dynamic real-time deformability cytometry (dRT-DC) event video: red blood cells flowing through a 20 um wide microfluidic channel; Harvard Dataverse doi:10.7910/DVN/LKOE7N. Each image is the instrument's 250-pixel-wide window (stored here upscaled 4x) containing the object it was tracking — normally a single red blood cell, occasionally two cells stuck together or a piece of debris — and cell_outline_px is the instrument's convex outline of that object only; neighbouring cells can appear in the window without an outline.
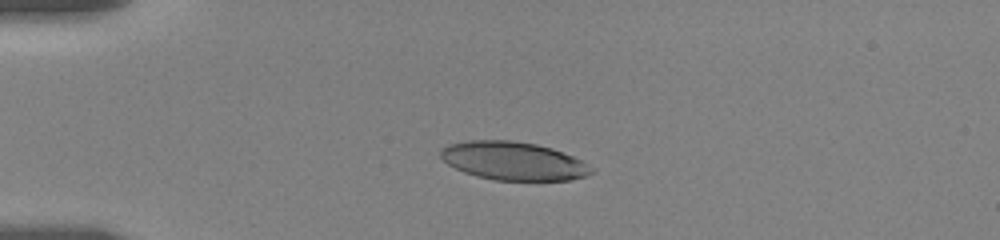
{"species": "human", "species_latin": "Homo sapiens", "temperature_condition": "room temperature", "stored_images_in_passage": 44, "camera_frame_rate_fps": 3000, "um_per_image_px": 0.085, "donor": {"sex": "female"}, "frame": {"image": 1, "passage_image": 1, "time_ms": 0.0, "image_size_px": [1000, 240], "cell_outline_px": [[596, 168], [592, 172], [584, 176], [568, 180], [496, 180], [476, 176], [464, 172], [448, 164], [440, 156], [440, 152], [448, 144], [468, 140], [512, 140], [536, 144], [552, 148], [572, 156]], "centroid_in_image_um": [43.64, 13.67], "position_along_channel_um": 41.4, "area_um2": 33.52}}
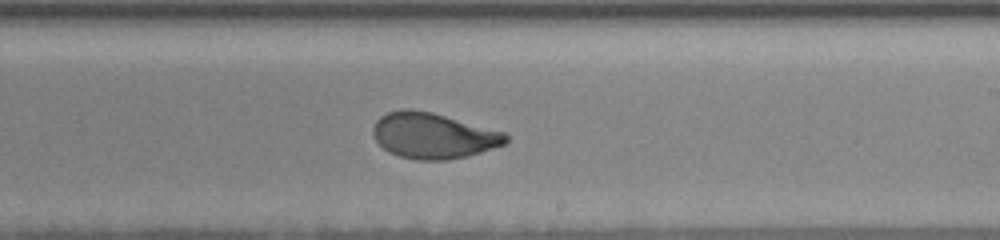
{"frame": {"image": 2, "passage_image": 23, "time_ms": 7.0, "image_size_px": [1000, 240], "cell_outline_px": [[508, 140], [504, 144], [468, 156], [448, 160], [416, 160], [400, 156], [384, 148], [376, 140], [372, 132], [372, 128], [376, 120], [380, 116], [388, 112], [404, 108], [408, 108], [432, 112], [504, 132], [508, 136]], "centroid_in_image_um": [36.81, 11.52], "position_along_channel_um": 252.2, "area_um2": 35.2}}
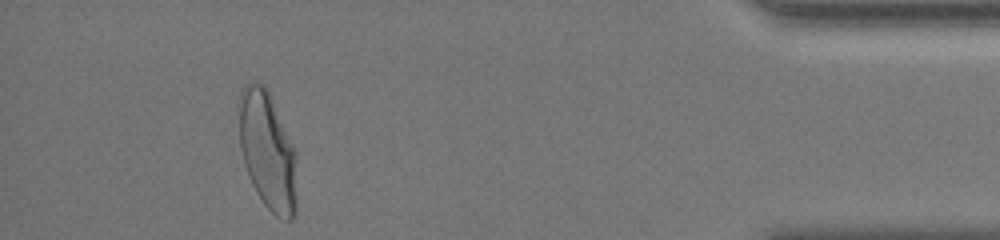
{"frame": {"image": 3, "passage_image": 43, "time_ms": 13.0, "image_size_px": [1000, 240], "cell_outline_px": [[296, 208], [292, 220], [288, 220], [276, 216], [264, 204], [256, 192], [252, 184], [244, 164], [240, 148], [240, 92], [244, 84], [248, 80], [256, 80], [264, 84], [268, 92], [296, 152]], "centroid_in_image_um": [22.74, 12.82], "position_along_channel_um": 412.5, "area_um2": 39.59}, "authors_computed_cell_mechanics": {"area_um2": 35.6915, "velocity_mm_per_s": 3.5015, "shape_relaxation_time_tau1_ms": 4.3476, "shape_relaxation_time_tau2_ms": 0.7094, "deformation_change_tau1": 0.1759, "deformation_change_tau2": 0.0567}}